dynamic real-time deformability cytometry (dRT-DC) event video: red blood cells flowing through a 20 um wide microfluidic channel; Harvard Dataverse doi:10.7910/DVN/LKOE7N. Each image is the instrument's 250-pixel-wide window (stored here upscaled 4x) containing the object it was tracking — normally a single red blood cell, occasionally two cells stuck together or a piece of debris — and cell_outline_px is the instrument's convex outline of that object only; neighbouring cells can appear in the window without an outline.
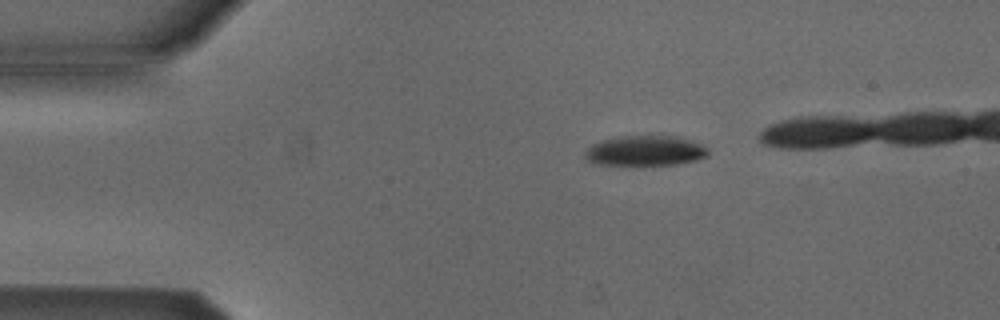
{"species": "Egyptian fruit bat (a non-hibernating species)", "species_latin": "Rousettus aegyptiacus", "temperature_condition": "cold", "stored_images_in_passage": 40, "camera_frame_rate_fps": 3000, "um_per_image_px": 0.085, "animal": {"sex": "male"}, "frame": {"image": 1, "passage_image": 7, "time_ms": 2.0, "image_size_px": [1000, 320], "cell_outline_px": [[708, 156], [696, 160], [676, 164], [596, 164], [588, 160], [584, 156], [584, 152], [592, 144], [604, 140], [624, 136], [676, 136], [700, 144], [708, 148]], "centroid_in_image_um": [54.85, 12.81], "position_along_channel_um": 30.1, "area_um2": 21.21}}
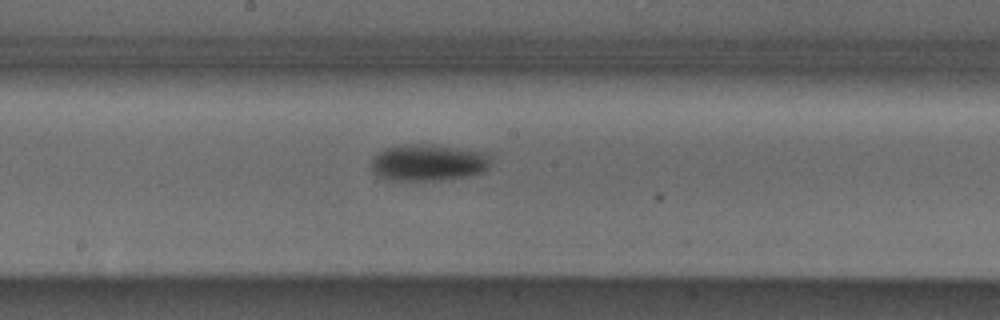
{"frame": {"image": 2, "passage_image": 25, "time_ms": 8.0, "image_size_px": [1000, 320], "cell_outline_px": [[488, 168], [484, 172], [468, 176], [440, 180], [388, 180], [376, 176], [372, 172], [372, 156], [384, 148], [400, 144], [432, 144], [484, 152], [488, 156]], "centroid_in_image_um": [36.33, 13.82], "position_along_channel_um": 211.9, "area_um2": 25.72}}
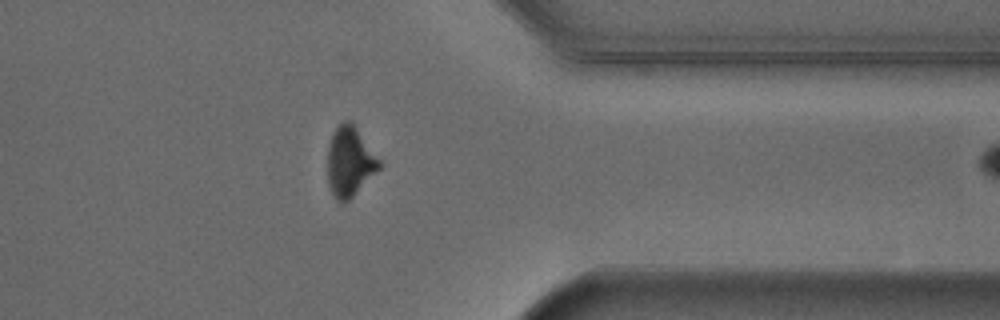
{"frame": {"image": 3, "passage_image": 39, "time_ms": 12.667, "image_size_px": [1000, 320], "cell_outline_px": [[384, 164], [348, 200], [336, 200], [328, 184], [328, 144], [332, 132], [344, 120], [352, 120]], "centroid_in_image_um": [29.75, 13.67], "position_along_channel_um": 381.7, "area_um2": 21.1}}